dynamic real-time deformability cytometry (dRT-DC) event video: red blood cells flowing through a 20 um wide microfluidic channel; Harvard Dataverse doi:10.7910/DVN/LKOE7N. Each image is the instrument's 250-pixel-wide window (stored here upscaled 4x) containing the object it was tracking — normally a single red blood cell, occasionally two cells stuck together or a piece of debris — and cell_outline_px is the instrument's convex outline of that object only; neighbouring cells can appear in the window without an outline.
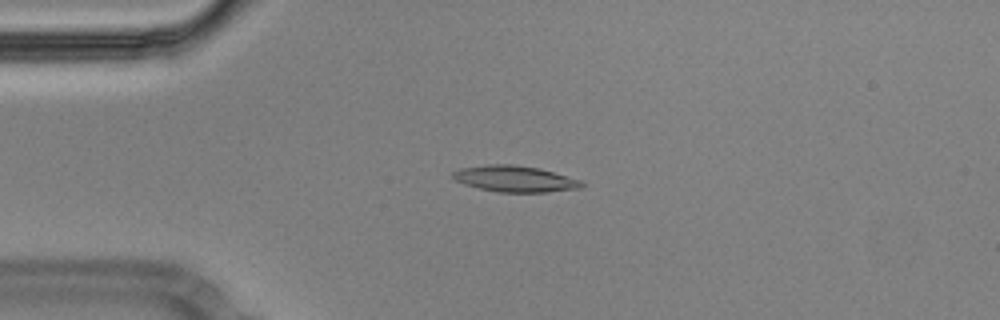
{"species": "Egyptian fruit bat (a non-hibernating species)", "species_latin": "Rousettus aegyptiacus", "temperature_condition": "cold", "stored_images_in_passage": 55, "segment_of_instrument_passage": [1, 2], "camera_frame_rate_fps": 3000, "um_per_image_px": 0.085, "animal": {"sex": "male"}, "frame": {"image": 1, "passage_image": 13, "time_ms": 4.0, "image_size_px": [1000, 320], "cell_outline_px": [[584, 184], [580, 188], [548, 192], [500, 192], [480, 188], [464, 184], [456, 180], [452, 176], [452, 172], [460, 168], [488, 164], [512, 164], [540, 168], [580, 180]], "centroid_in_image_um": [43.75, 15.19], "position_along_channel_um": 41.2, "area_um2": 19.54}}
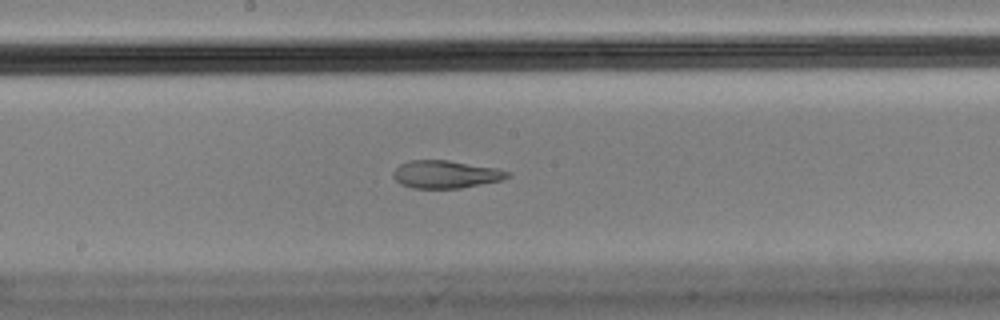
{"frame": {"image": 2, "passage_image": 29, "time_ms": 9.333, "image_size_px": [1000, 320], "cell_outline_px": [[512, 176], [500, 180], [460, 188], [412, 188], [400, 184], [392, 176], [392, 172], [400, 164], [408, 160], [448, 160], [496, 168], [512, 172]], "centroid_in_image_um": [37.87, 14.81], "position_along_channel_um": 210.3, "area_um2": 18.5}}
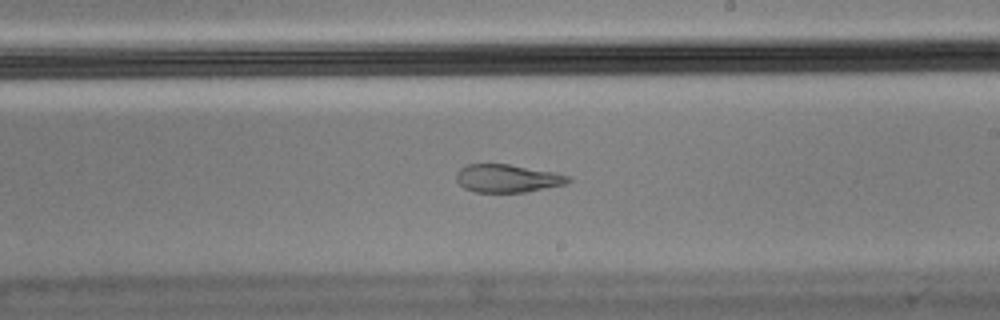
{"frame": {"image": 3, "passage_image": 32, "time_ms": 10.333, "image_size_px": [1000, 320], "cell_outline_px": [[572, 180], [564, 184], [524, 192], [476, 192], [464, 188], [456, 180], [456, 172], [460, 168], [468, 164], [508, 164], [556, 172], [572, 176]], "centroid_in_image_um": [43.13, 15.15], "position_along_channel_um": 245.9, "area_um2": 18.26}}